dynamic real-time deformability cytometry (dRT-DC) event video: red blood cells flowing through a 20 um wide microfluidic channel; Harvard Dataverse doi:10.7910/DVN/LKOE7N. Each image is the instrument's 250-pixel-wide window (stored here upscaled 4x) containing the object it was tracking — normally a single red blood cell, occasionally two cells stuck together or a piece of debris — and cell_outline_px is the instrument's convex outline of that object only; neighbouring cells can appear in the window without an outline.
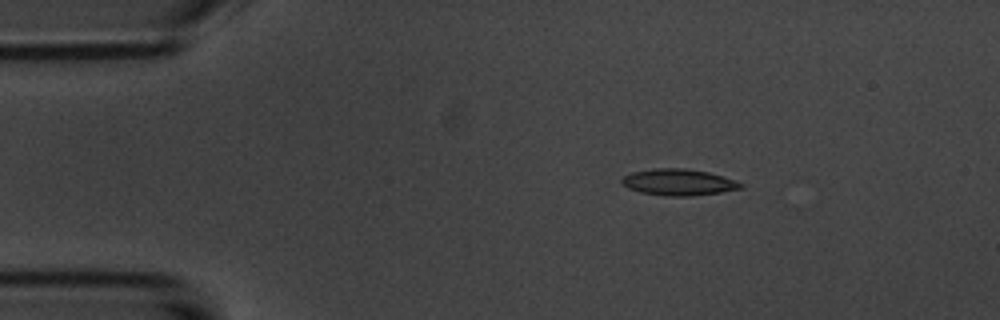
{"species": "common noctule bat (a hibernating species)", "species_latin": "Nyctalus noctula", "temperature_condition": "room temperature", "stored_images_in_passage": 4, "camera_frame_rate_fps": 3000, "um_per_image_px": 0.085, "animal": {"sex": "male", "body_mass_g": 20.1, "forearm_length_mm": 53.5}, "frame": {"image": 1, "passage_image": 1, "time_ms": 0.0, "image_size_px": [1000, 320], "cell_outline_px": [[744, 188], [720, 192], [692, 196], [664, 196], [640, 192], [628, 188], [620, 184], [620, 180], [624, 176], [632, 172], [656, 168], [684, 168], [708, 172], [744, 184]], "centroid_in_image_um": [57.63, 15.49], "position_along_channel_um": 27.4, "area_um2": 18.26}}
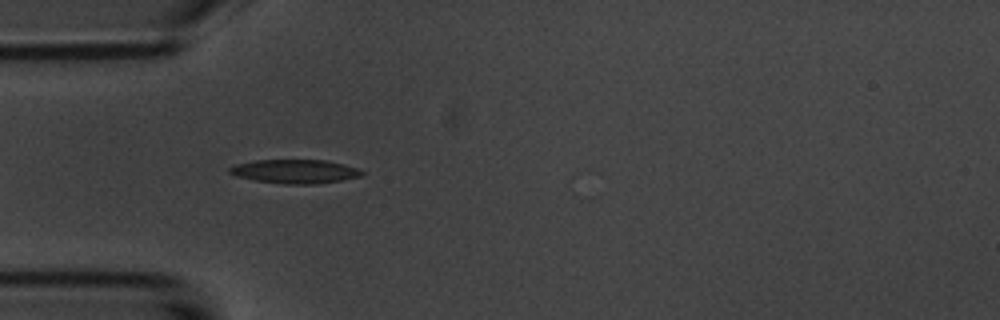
{"frame": {"image": 2, "passage_image": 3, "time_ms": 2.333, "image_size_px": [1000, 320], "cell_outline_px": [[364, 172], [360, 176], [340, 180], [316, 184], [284, 184], [256, 180], [236, 176], [228, 172], [228, 168], [236, 164], [256, 160], [324, 160], [344, 164], [356, 168]], "centroid_in_image_um": [25.04, 14.57], "position_along_channel_um": 60.0, "area_um2": 18.21}}